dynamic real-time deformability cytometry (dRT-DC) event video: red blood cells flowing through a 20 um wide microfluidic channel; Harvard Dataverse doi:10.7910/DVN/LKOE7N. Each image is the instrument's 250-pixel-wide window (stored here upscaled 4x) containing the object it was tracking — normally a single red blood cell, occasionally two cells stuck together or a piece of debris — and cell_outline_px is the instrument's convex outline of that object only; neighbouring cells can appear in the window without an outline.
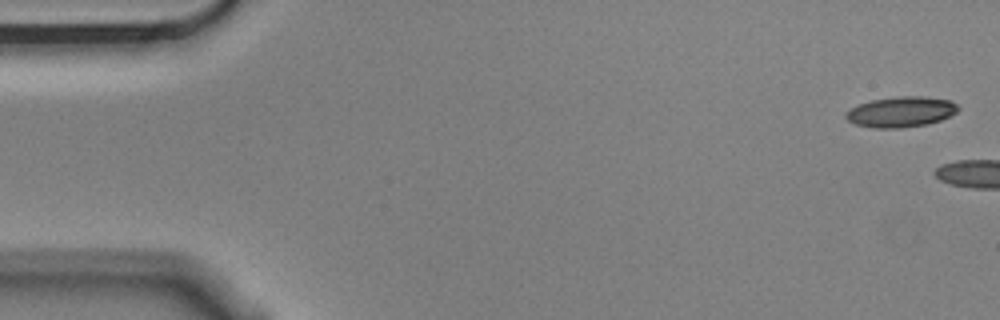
{"species": "Egyptian fruit bat (a non-hibernating species)", "species_latin": "Rousettus aegyptiacus", "temperature_condition": "cold", "stored_images_in_passage": 5, "camera_frame_rate_fps": 3000, "um_per_image_px": 0.085, "animal": {"sex": "male"}, "frame": {"image": 1, "passage_image": 1, "time_ms": 0.0, "image_size_px": [1000, 320], "cell_outline_px": [[960, 108], [956, 112], [940, 120], [928, 124], [900, 128], [872, 128], [856, 124], [848, 120], [844, 116], [844, 112], [860, 104], [872, 100], [900, 96], [924, 96], [952, 100]], "centroid_in_image_um": [76.59, 9.51], "position_along_channel_um": 8.4, "area_um2": 19.94}}